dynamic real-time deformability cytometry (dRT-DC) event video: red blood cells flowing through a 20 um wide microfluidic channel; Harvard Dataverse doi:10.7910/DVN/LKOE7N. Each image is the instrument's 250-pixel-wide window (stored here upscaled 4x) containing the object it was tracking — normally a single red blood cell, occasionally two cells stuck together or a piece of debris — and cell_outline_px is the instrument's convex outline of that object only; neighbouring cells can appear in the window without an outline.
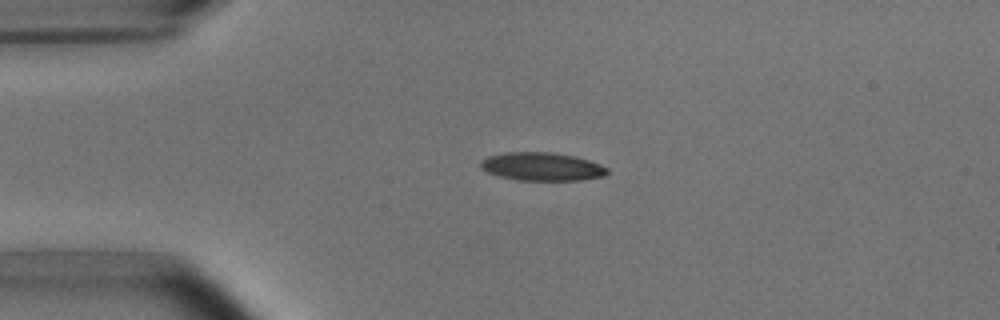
{"species": "common noctule bat (a hibernating species)", "species_latin": "Nyctalus noctula", "temperature_condition": "room temperature", "stored_images_in_passage": 4, "camera_frame_rate_fps": 3000, "um_per_image_px": 0.085, "animal": {"sex": "male", "body_mass_g": 15.6}, "frame": {"image": 1, "passage_image": 3, "time_ms": 2.333, "image_size_px": [1000, 320], "cell_outline_px": [[608, 172], [604, 176], [580, 180], [516, 180], [500, 176], [488, 172], [480, 168], [480, 160], [488, 156], [504, 152], [552, 152], [576, 156], [600, 164], [608, 168]], "centroid_in_image_um": [46.05, 14.15], "position_along_channel_um": 39.0, "area_um2": 20.92}}